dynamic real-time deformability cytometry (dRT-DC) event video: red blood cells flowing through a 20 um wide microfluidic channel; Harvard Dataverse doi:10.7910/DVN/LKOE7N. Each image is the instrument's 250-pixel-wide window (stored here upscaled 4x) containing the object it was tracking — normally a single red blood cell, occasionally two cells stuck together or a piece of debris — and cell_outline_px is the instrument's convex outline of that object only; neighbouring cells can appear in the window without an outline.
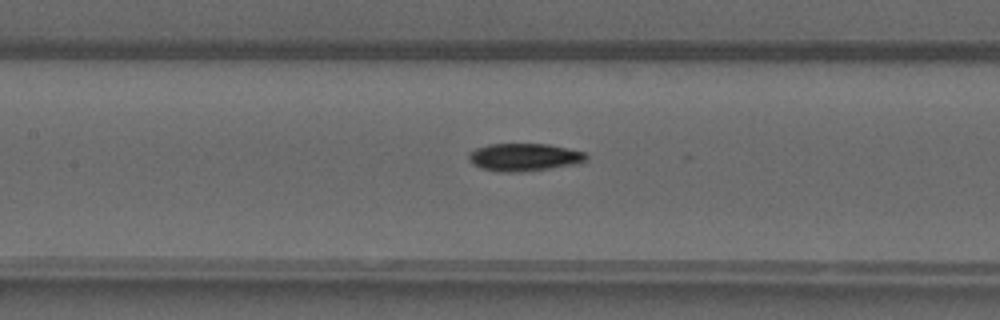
{"species": "common noctule bat (a hibernating species)", "species_latin": "Nyctalus noctula", "temperature_condition": "warm", "stored_images_in_passage": 31, "camera_frame_rate_fps": 3000, "um_per_image_px": 0.085, "animal": {"sex": "male", "forearm_length_mm": 52.5}, "frame": {"image": 1, "passage_image": 11, "time_ms": 3.333, "image_size_px": [1000, 320], "cell_outline_px": [[588, 156], [580, 164], [520, 172], [500, 172], [480, 168], [472, 164], [468, 160], [468, 156], [476, 148], [488, 144], [548, 144], [568, 148], [584, 152]], "centroid_in_image_um": [44.55, 13.36], "position_along_channel_um": 162.8, "area_um2": 19.02}}
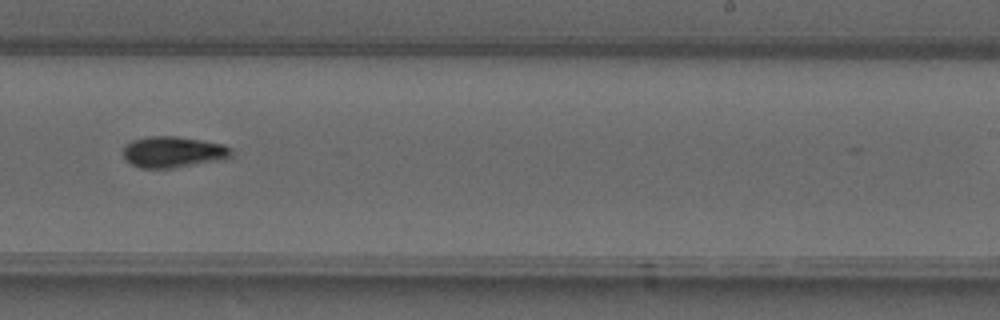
{"frame": {"image": 2, "passage_image": 19, "time_ms": 6.0, "image_size_px": [1000, 320], "cell_outline_px": [[232, 156], [224, 160], [172, 168], [140, 168], [124, 160], [124, 144], [132, 140], [148, 136], [176, 136], [224, 144], [232, 148]], "centroid_in_image_um": [14.73, 12.92], "position_along_channel_um": 274.3, "area_um2": 19.88}}
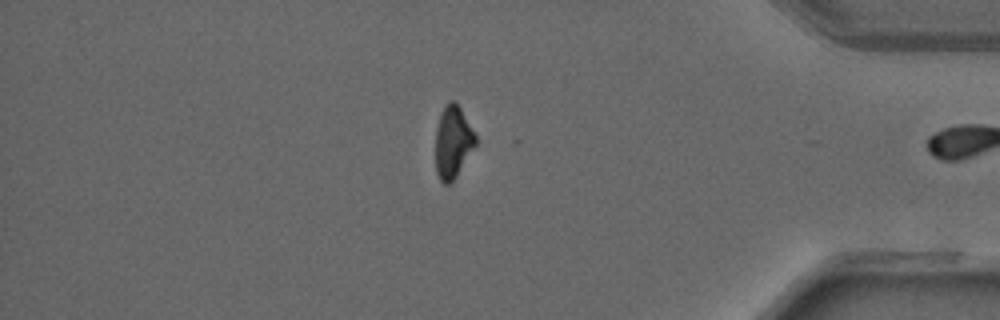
{"frame": {"image": 3, "passage_image": 30, "time_ms": 9.667, "image_size_px": [1000, 320], "cell_outline_px": [[476, 144], [452, 184], [444, 184], [440, 180], [436, 172], [436, 128], [440, 112], [444, 104], [448, 100], [456, 100], [476, 136]], "centroid_in_image_um": [38.48, 12.05], "position_along_channel_um": 396.7, "area_um2": 17.05}, "authors_computed_cell_mechanics": {"area_um2": 18.9584, "velocity_mm_per_s": 4.2015, "shape_relaxation_time_tau1_ms": 4.8883, "shape_relaxation_time_tau2_ms": null, "deformation_change_tau1": 0.1694, "deformation_change_tau2": null}}